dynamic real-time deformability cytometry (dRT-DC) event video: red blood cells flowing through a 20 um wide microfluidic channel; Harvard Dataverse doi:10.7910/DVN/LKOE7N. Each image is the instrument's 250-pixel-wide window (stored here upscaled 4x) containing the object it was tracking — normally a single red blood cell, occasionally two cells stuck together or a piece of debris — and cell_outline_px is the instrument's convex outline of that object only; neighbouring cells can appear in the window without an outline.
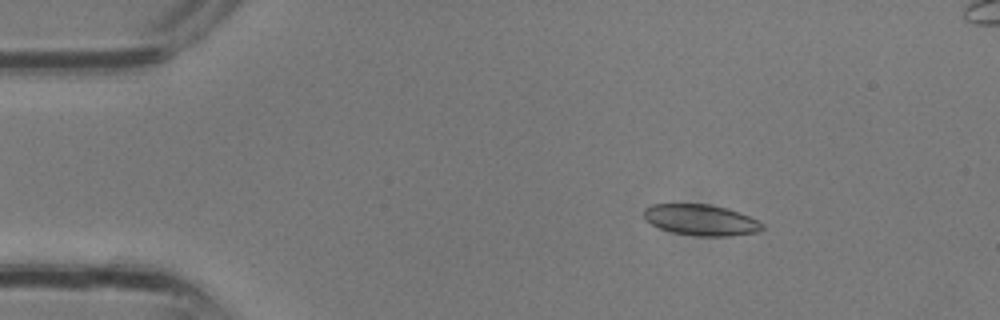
{"species": "common noctule bat (a hibernating species)", "species_latin": "Nyctalus noctula", "temperature_condition": "room temperature", "stored_images_in_passage": 2, "camera_frame_rate_fps": 3000, "um_per_image_px": 0.085, "animal": {"sex": "male", "body_mass_g": 13.3}, "frame": {"image": 1, "passage_image": 1, "time_ms": 0.0, "image_size_px": [1000, 320], "cell_outline_px": [[764, 228], [760, 232], [728, 236], [696, 236], [672, 232], [660, 228], [644, 220], [644, 208], [652, 204], [708, 204], [728, 208], [740, 212], [764, 224]], "centroid_in_image_um": [59.59, 18.7], "position_along_channel_um": 25.4, "area_um2": 21.5}}